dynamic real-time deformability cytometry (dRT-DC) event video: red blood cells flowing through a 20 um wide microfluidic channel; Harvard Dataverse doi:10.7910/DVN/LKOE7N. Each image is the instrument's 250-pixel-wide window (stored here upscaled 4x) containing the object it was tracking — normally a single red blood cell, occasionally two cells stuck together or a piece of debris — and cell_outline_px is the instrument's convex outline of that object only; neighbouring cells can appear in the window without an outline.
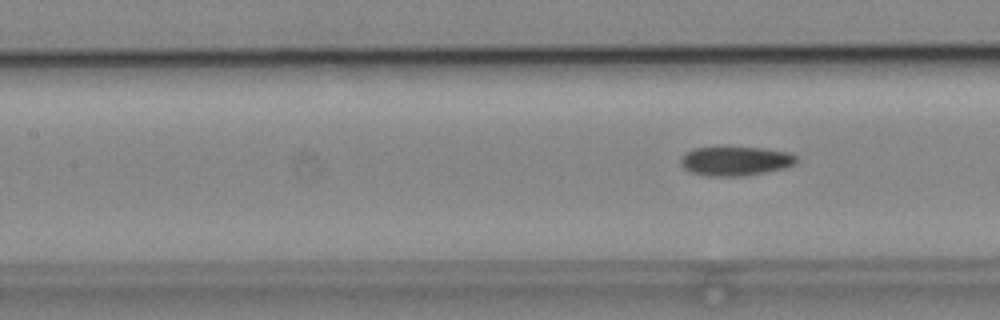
{"species": "common noctule bat (a hibernating species)", "species_latin": "Nyctalus noctula", "temperature_condition": "cold", "stored_images_in_passage": 6, "segment_of_instrument_passage": [2, 2], "camera_frame_rate_fps": 3000, "um_per_image_px": 0.085, "animal": {"sex": "male", "body_mass_g": 19.2, "forearm_length_mm": 51.8}, "frame": {"image": 1, "passage_image": 6, "time_ms": 1.667, "image_size_px": [1000, 320], "cell_outline_px": [[796, 164], [784, 168], [764, 172], [740, 176], [708, 176], [692, 172], [684, 168], [680, 164], [680, 160], [688, 152], [696, 148], [764, 148], [788, 152], [796, 156]], "centroid_in_image_um": [62.54, 13.7], "position_along_channel_um": 144.9, "area_um2": 19.25}}